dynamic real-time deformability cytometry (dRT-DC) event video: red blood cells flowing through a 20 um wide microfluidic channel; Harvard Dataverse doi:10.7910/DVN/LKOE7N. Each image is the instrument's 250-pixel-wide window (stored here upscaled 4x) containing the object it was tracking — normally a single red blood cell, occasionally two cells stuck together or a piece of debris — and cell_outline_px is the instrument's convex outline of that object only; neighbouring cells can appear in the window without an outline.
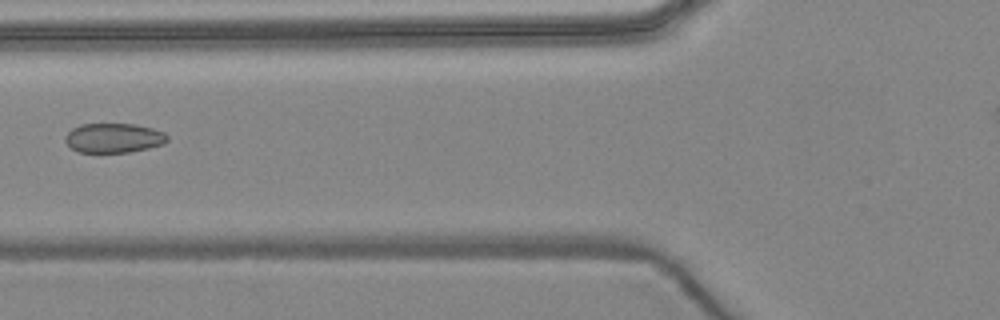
{"species": "common noctule bat (a hibernating species)", "species_latin": "Nyctalus noctula", "temperature_condition": "warm", "stored_images_in_passage": 4, "camera_frame_rate_fps": 3000, "um_per_image_px": 0.085, "animal": {"sex": "female", "body_mass_g": 24.6, "forearm_length_mm": 56.2}, "frame": {"image": 1, "passage_image": 3, "time_ms": 2.333, "image_size_px": [1000, 320], "cell_outline_px": [[168, 140], [164, 144], [148, 148], [128, 152], [76, 152], [64, 140], [64, 136], [72, 128], [80, 124], [136, 124], [152, 128], [164, 132], [168, 136]], "centroid_in_image_um": [9.66, 11.72], "position_along_channel_um": 116.1, "area_um2": 17.63}}
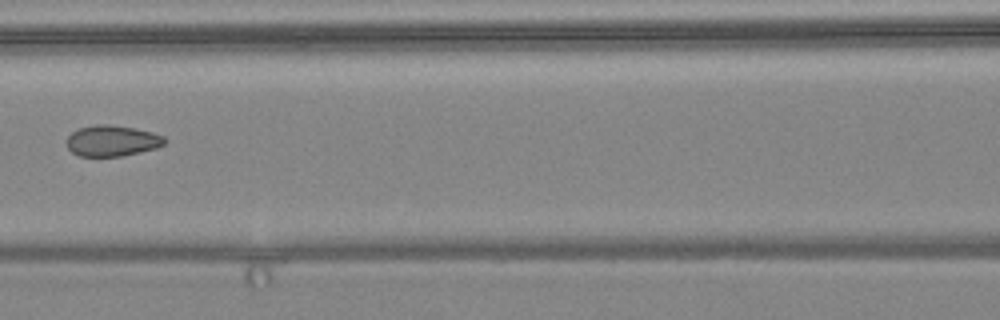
{"frame": {"image": 2, "passage_image": 4, "time_ms": 3.333, "image_size_px": [1000, 320], "cell_outline_px": [[168, 140], [164, 144], [156, 148], [120, 156], [80, 156], [72, 152], [68, 148], [64, 140], [72, 132], [80, 128], [96, 124], [108, 124], [136, 128], [152, 132], [164, 136]], "centroid_in_image_um": [9.52, 11.96], "position_along_channel_um": 157.1, "area_um2": 17.74}}